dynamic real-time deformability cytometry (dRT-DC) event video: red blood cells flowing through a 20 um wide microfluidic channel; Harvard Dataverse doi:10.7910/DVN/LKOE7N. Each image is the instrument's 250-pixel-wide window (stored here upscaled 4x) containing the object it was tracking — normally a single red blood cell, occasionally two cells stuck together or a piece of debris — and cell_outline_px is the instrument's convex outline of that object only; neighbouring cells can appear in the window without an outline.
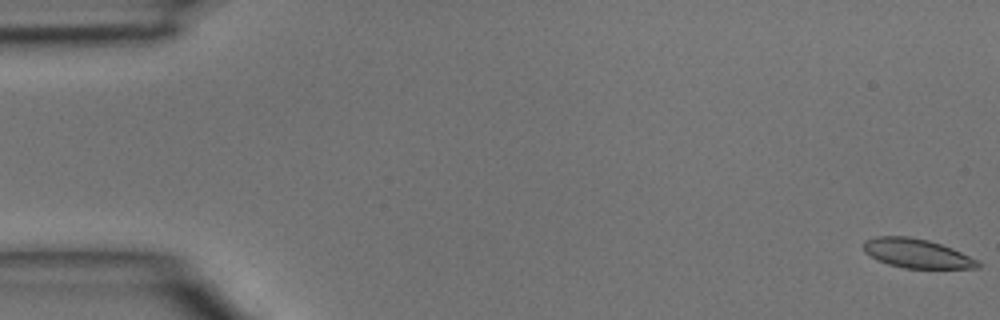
{"species": "common noctule bat (a hibernating species)", "species_latin": "Nyctalus noctula", "temperature_condition": "room temperature", "stored_images_in_passage": 5, "camera_frame_rate_fps": 3000, "um_per_image_px": 0.085, "animal": {"sex": "male", "body_mass_g": 15.6}, "frame": {"image": 1, "passage_image": 1, "time_ms": 0.0, "image_size_px": [1000, 320], "cell_outline_px": [[980, 264], [976, 268], [904, 268], [888, 264], [876, 260], [864, 252], [864, 240], [876, 236], [908, 236], [928, 240], [952, 248], [980, 260]], "centroid_in_image_um": [77.91, 21.53], "position_along_channel_um": 7.1, "area_um2": 19.48}}
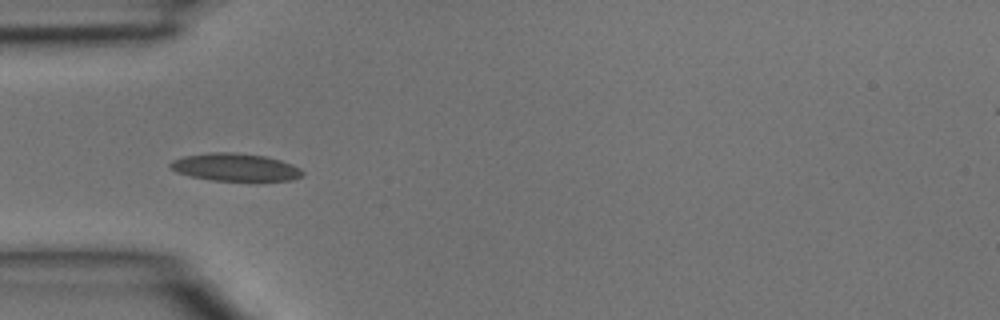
{"frame": {"image": 2, "passage_image": 4, "time_ms": 1.0, "image_size_px": [1000, 320], "cell_outline_px": [[304, 176], [292, 180], [212, 180], [192, 176], [176, 172], [168, 168], [168, 164], [172, 160], [184, 156], [208, 152], [236, 152], [264, 156], [280, 160], [292, 164], [300, 168], [304, 172]], "centroid_in_image_um": [19.97, 14.2], "position_along_channel_um": 65.0, "area_um2": 21.33}}